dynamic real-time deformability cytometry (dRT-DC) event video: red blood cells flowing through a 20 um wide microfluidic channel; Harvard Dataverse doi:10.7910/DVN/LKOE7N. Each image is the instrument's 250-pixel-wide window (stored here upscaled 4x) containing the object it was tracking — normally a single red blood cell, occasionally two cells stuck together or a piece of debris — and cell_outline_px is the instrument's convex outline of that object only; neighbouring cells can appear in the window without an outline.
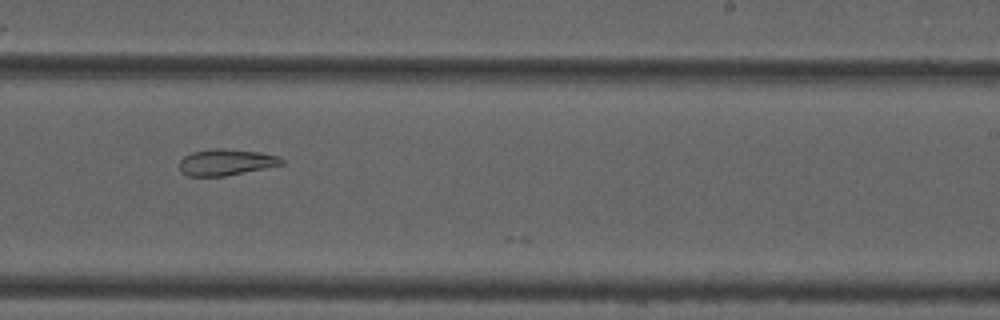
{"species": "common noctule bat (a hibernating species)", "species_latin": "Nyctalus noctula", "temperature_condition": "cold", "stored_images_in_passage": 7, "camera_frame_rate_fps": 3000, "um_per_image_px": 0.085, "animal": {"sex": "male", "forearm_length_mm": 52.5}, "frame": {"image": 1, "passage_image": 6, "time_ms": 6.667, "image_size_px": [1000, 320], "cell_outline_px": [[284, 164], [224, 176], [188, 176], [180, 172], [180, 160], [184, 156], [192, 152], [216, 148], [220, 148], [260, 152], [276, 156], [284, 160]], "centroid_in_image_um": [19.18, 13.79], "position_along_channel_um": 269.8, "area_um2": 15.49}}